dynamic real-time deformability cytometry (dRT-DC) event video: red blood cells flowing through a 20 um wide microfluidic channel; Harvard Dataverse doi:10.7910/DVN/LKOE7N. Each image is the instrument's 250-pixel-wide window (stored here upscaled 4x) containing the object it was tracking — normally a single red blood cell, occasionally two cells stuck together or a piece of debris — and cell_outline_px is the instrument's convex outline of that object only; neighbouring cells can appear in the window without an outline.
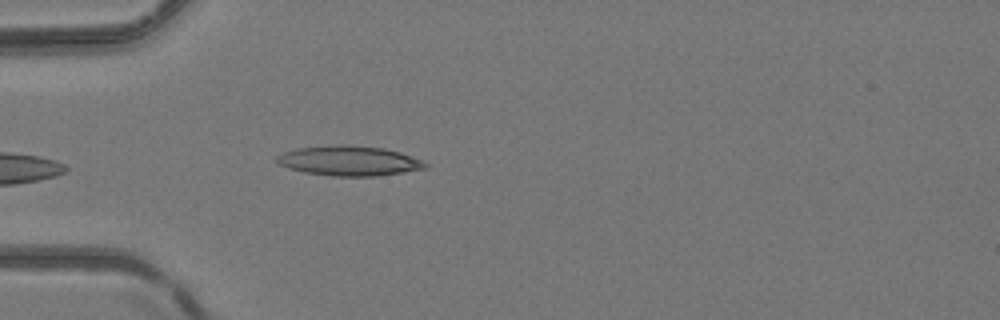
{"species": "common noctule bat (a hibernating species)", "species_latin": "Nyctalus noctula", "temperature_condition": "room temperature", "stored_images_in_passage": 3, "camera_frame_rate_fps": 3000, "um_per_image_px": 0.085, "animal": {"sex": "female", "body_mass_g": 24.6, "forearm_length_mm": 56.2}, "frame": {"image": 1, "passage_image": 3, "time_ms": 0.667, "image_size_px": [1000, 320], "cell_outline_px": [[428, 164], [424, 168], [376, 176], [332, 176], [304, 172], [288, 168], [280, 164], [276, 160], [276, 156], [284, 152], [296, 148], [384, 148], [400, 152], [420, 160]], "centroid_in_image_um": [29.66, 13.72], "position_along_channel_um": 55.3, "area_um2": 24.28}}